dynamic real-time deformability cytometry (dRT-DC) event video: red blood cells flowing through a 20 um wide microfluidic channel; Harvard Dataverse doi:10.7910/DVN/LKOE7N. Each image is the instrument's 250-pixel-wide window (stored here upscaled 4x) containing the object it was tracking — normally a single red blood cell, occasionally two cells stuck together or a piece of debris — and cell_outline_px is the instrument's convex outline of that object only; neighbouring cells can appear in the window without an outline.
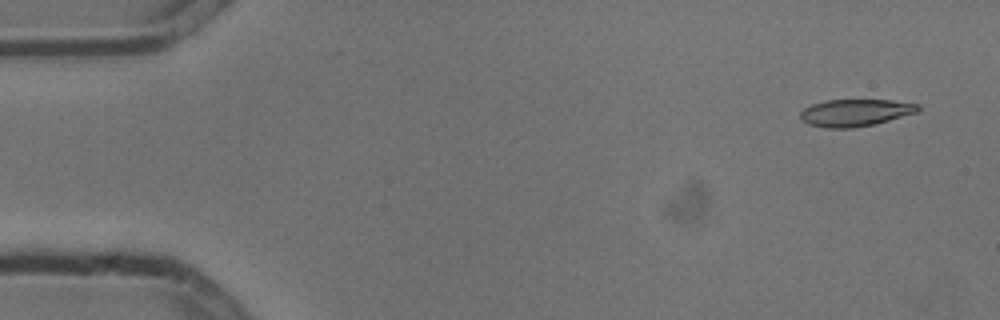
{"species": "common noctule bat (a hibernating species)", "species_latin": "Nyctalus noctula", "temperature_condition": "cold", "stored_images_in_passage": 5, "camera_frame_rate_fps": 3000, "um_per_image_px": 0.085, "animal": {"sex": "male", "body_mass_g": 13.3}, "frame": {"image": 1, "passage_image": 1, "time_ms": 0.0, "image_size_px": [1000, 320], "cell_outline_px": [[920, 108], [916, 112], [888, 120], [872, 124], [852, 128], [824, 128], [808, 124], [800, 120], [800, 112], [804, 108], [812, 104], [824, 100], [892, 100], [920, 104]], "centroid_in_image_um": [72.64, 9.57], "position_along_channel_um": 12.4, "area_um2": 18.55}}
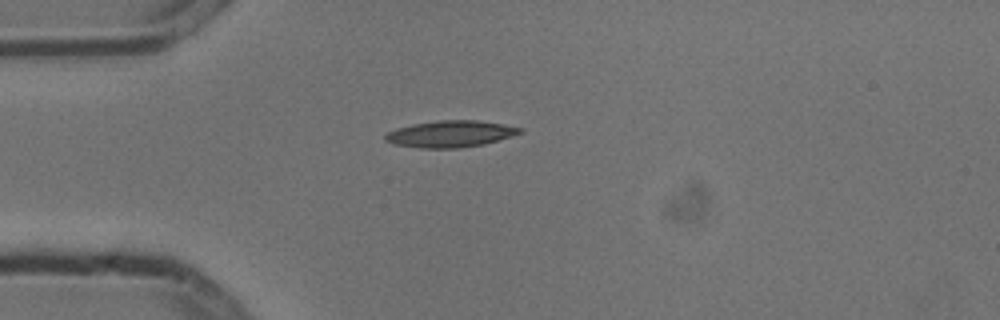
{"frame": {"image": 2, "passage_image": 4, "time_ms": 1.0, "image_size_px": [1000, 320], "cell_outline_px": [[524, 132], [484, 144], [460, 148], [420, 148], [392, 144], [384, 140], [384, 136], [388, 132], [396, 128], [412, 124], [440, 120], [476, 120], [504, 124], [524, 128]], "centroid_in_image_um": [38.28, 11.38], "position_along_channel_um": 46.7, "area_um2": 20.98}}